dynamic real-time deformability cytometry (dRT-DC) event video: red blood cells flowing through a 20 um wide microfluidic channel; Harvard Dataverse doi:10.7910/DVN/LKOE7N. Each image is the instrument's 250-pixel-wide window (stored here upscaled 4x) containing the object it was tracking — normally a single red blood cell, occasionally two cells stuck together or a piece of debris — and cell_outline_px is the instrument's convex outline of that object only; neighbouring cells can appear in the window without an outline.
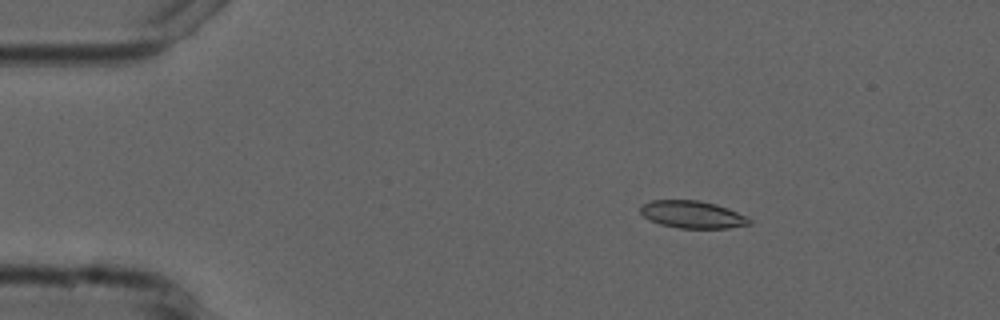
{"species": "common noctule bat (a hibernating species)", "species_latin": "Nyctalus noctula", "temperature_condition": "cold", "stored_images_in_passage": 4, "camera_frame_rate_fps": 3000, "um_per_image_px": 0.085, "animal": {"sex": "male", "forearm_length_mm": 52.5}, "frame": {"image": 1, "passage_image": 2, "time_ms": 1.333, "image_size_px": [1000, 320], "cell_outline_px": [[752, 224], [728, 228], [680, 228], [660, 224], [648, 220], [640, 212], [640, 208], [644, 204], [652, 200], [700, 200], [716, 204], [728, 208], [748, 216], [752, 220]], "centroid_in_image_um": [58.89, 18.23], "position_along_channel_um": 26.1, "area_um2": 17.51}}